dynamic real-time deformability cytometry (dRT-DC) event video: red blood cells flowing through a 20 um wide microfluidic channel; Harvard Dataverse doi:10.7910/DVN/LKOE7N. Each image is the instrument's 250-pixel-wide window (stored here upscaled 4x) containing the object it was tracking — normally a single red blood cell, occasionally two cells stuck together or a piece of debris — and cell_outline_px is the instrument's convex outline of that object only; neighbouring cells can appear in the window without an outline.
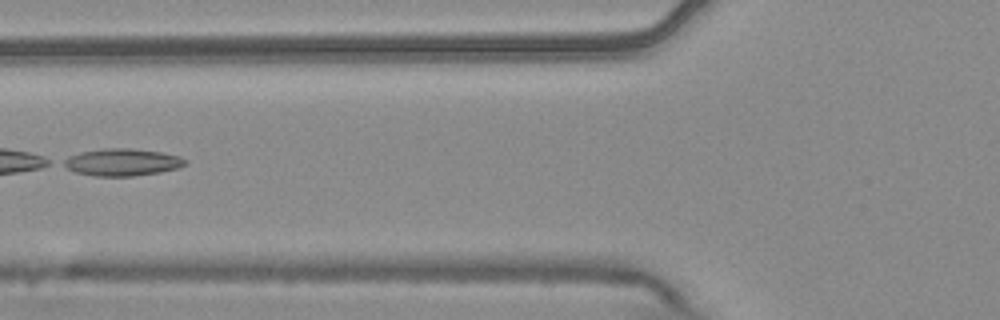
{"species": "common noctule bat (a hibernating species)", "species_latin": "Nyctalus noctula", "temperature_condition": "warm", "stored_images_in_passage": 6, "camera_frame_rate_fps": 3000, "um_per_image_px": 0.085, "animal": {"sex": "male", "body_mass_g": 20.4}, "frame": {"image": 1, "passage_image": 6, "time_ms": 1.667, "image_size_px": [1000, 320], "cell_outline_px": [[188, 164], [180, 168], [160, 172], [132, 176], [96, 176], [76, 172], [60, 164], [60, 160], [68, 156], [80, 152], [104, 148], [132, 148], [160, 152], [180, 156], [188, 160]], "centroid_in_image_um": [10.39, 13.78], "position_along_channel_um": 115.4, "area_um2": 19.54}}